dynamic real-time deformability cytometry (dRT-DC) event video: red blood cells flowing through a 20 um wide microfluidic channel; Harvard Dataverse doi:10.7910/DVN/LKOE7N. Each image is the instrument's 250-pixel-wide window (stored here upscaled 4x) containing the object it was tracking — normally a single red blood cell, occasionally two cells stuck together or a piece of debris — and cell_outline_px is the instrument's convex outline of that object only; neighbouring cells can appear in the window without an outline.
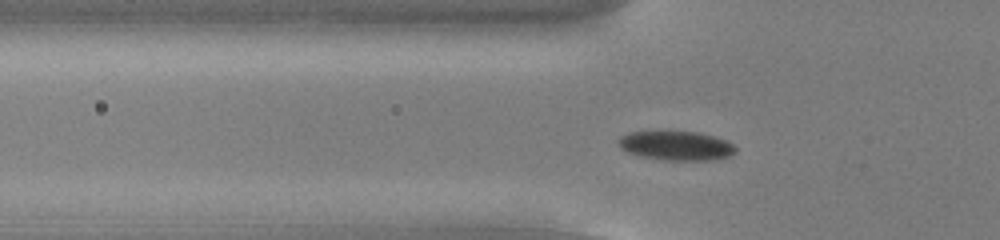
{"species": "common noctule bat (a hibernating species)", "species_latin": "Nyctalus noctula", "temperature_condition": "cold", "stored_images_in_passage": 50, "camera_frame_rate_fps": 3000, "um_per_image_px": 0.085, "animal": {"sex": "male", "body_mass_g": 13.0, "forearm_length_mm": 53.1}, "frame": {"image": 1, "passage_image": 14, "time_ms": 4.333, "image_size_px": [1000, 240], "cell_outline_px": [[736, 152], [728, 156], [716, 160], [664, 160], [640, 156], [628, 152], [620, 148], [616, 140], [620, 136], [632, 132], [696, 132], [712, 136], [724, 140], [732, 144], [736, 148]], "centroid_in_image_um": [57.45, 12.4], "position_along_channel_um": 68.4, "area_um2": 19.77}}
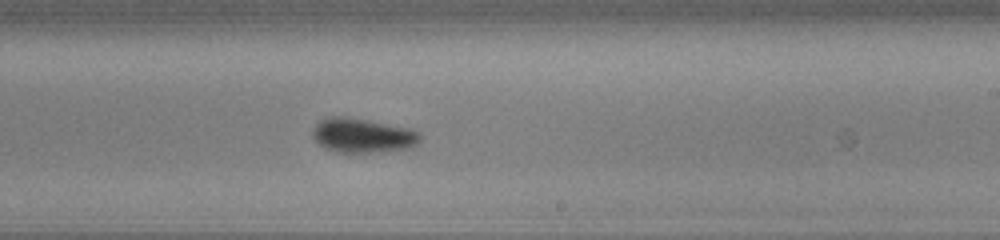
{"frame": {"image": 2, "passage_image": 29, "time_ms": 9.333, "image_size_px": [1000, 240], "cell_outline_px": [[420, 140], [412, 148], [380, 152], [336, 152], [324, 148], [312, 136], [312, 132], [316, 124], [320, 120], [332, 116], [336, 116], [368, 120], [408, 128], [420, 132]], "centroid_in_image_um": [30.83, 11.53], "position_along_channel_um": 258.2, "area_um2": 21.44}}
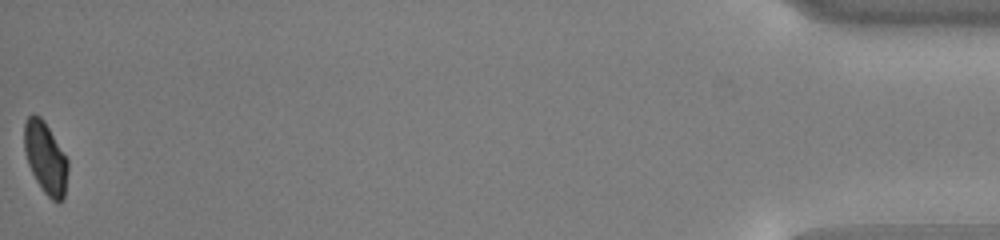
{"frame": {"image": 3, "passage_image": 50, "time_ms": 16.333, "image_size_px": [1000, 240], "cell_outline_px": [[68, 168], [64, 200], [60, 204], [52, 200], [44, 192], [36, 180], [28, 164], [24, 152], [24, 124], [28, 116], [32, 112], [40, 116], [44, 120], [68, 160]], "centroid_in_image_um": [3.87, 13.42], "position_along_channel_um": 431.3, "area_um2": 18.38}, "authors_computed_cell_mechanics": {"area_um2": 19.8543, "velocity_mm_per_s": 3.8268, "shape_relaxation_time_tau1_ms": 1.9725, "shape_relaxation_time_tau2_ms": null, "deformation_change_tau1": 0.0733, "deformation_change_tau2": null}}